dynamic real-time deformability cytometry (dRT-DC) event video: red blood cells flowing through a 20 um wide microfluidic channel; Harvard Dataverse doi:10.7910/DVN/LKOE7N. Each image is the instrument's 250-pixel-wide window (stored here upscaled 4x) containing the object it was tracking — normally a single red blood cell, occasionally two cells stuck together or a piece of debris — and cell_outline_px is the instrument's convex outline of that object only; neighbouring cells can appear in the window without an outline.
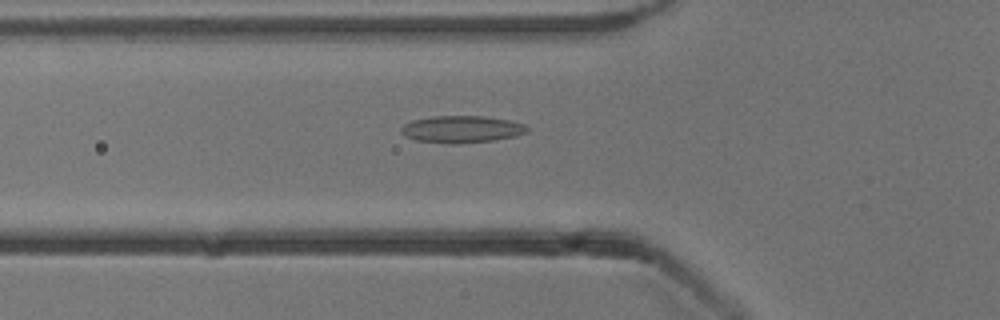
{"species": "common noctule bat (a hibernating species)", "species_latin": "Nyctalus noctula", "temperature_condition": "cold", "stored_images_in_passage": 53, "camera_frame_rate_fps": 3000, "um_per_image_px": 0.085, "animal": {"sex": "male", "body_mass_g": 13.3}, "frame": {"image": 1, "passage_image": 18, "time_ms": 5.667, "image_size_px": [1000, 320], "cell_outline_px": [[528, 132], [516, 136], [492, 140], [452, 144], [448, 144], [416, 140], [404, 136], [400, 132], [400, 128], [404, 124], [412, 120], [432, 116], [484, 116], [508, 120], [524, 124], [528, 128]], "centroid_in_image_um": [39.21, 10.98], "position_along_channel_um": 86.6, "area_um2": 19.88}}
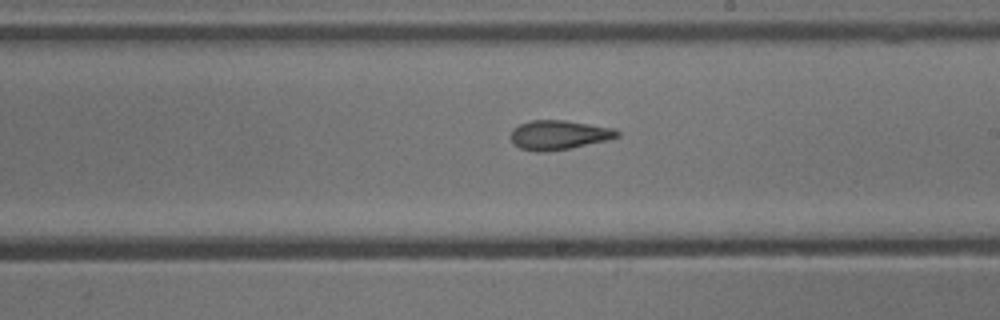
{"frame": {"image": 2, "passage_image": 30, "time_ms": 9.667, "image_size_px": [1000, 320], "cell_outline_px": [[620, 136], [608, 140], [572, 148], [544, 152], [536, 152], [520, 148], [512, 144], [512, 128], [520, 124], [532, 120], [564, 120], [612, 128], [620, 132]], "centroid_in_image_um": [47.49, 11.48], "position_along_channel_um": 241.5, "area_um2": 18.21}}
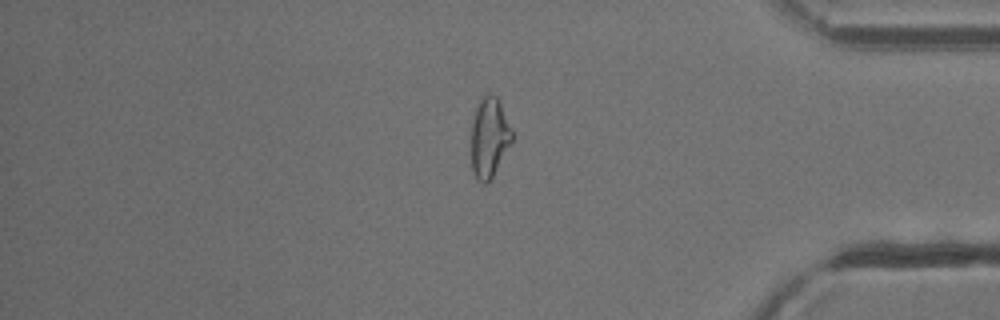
{"frame": {"image": 3, "passage_image": 44, "time_ms": 14.333, "image_size_px": [1000, 320], "cell_outline_px": [[512, 140], [488, 184], [484, 184], [476, 180], [472, 168], [472, 120], [476, 108], [480, 100], [488, 92], [496, 96], [500, 104], [512, 132]], "centroid_in_image_um": [41.56, 11.71], "position_along_channel_um": 393.6, "area_um2": 18.55}, "authors_computed_cell_mechanics": {"area_um2": 19.4786, "velocity_mm_per_s": 3.8468, "shape_relaxation_time_tau1_ms": null, "shape_relaxation_time_tau2_ms": 3.635, "deformation_change_tau1": null, "deformation_change_tau2": 0.1245}}